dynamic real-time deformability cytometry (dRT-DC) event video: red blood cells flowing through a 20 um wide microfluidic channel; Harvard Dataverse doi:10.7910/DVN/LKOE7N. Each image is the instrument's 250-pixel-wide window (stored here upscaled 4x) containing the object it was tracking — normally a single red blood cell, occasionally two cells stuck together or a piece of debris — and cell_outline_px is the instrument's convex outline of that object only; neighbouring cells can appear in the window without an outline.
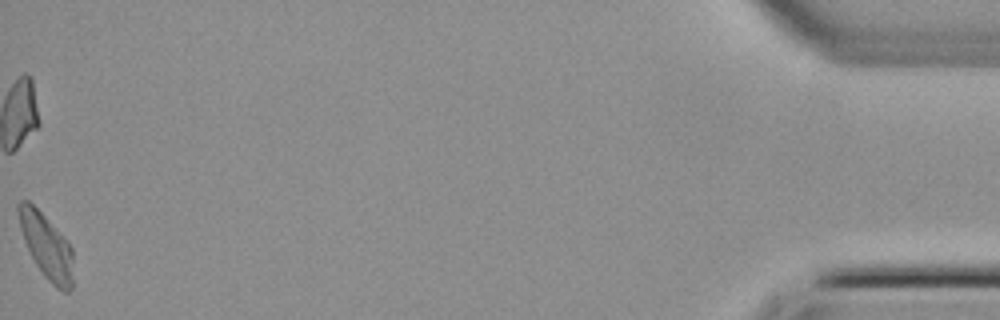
{"species": "common noctule bat (a hibernating species)", "species_latin": "Nyctalus noctula", "temperature_condition": "cold", "stored_images_in_passage": 41, "camera_frame_rate_fps": 3000, "um_per_image_px": 0.085, "animal": {"sex": "female", "body_mass_g": 22.7, "forearm_length_mm": 54.2}, "frame": {"image": 1, "passage_image": 41, "time_ms": 13.333, "image_size_px": [1000, 320], "cell_outline_px": [[72, 288], [68, 292], [64, 292], [56, 288], [44, 276], [36, 264], [24, 240], [20, 228], [16, 212], [16, 204], [20, 200], [28, 200], [64, 236], [72, 248]], "centroid_in_image_um": [3.93, 20.9], "position_along_channel_um": 431.3, "area_um2": 20.52}}